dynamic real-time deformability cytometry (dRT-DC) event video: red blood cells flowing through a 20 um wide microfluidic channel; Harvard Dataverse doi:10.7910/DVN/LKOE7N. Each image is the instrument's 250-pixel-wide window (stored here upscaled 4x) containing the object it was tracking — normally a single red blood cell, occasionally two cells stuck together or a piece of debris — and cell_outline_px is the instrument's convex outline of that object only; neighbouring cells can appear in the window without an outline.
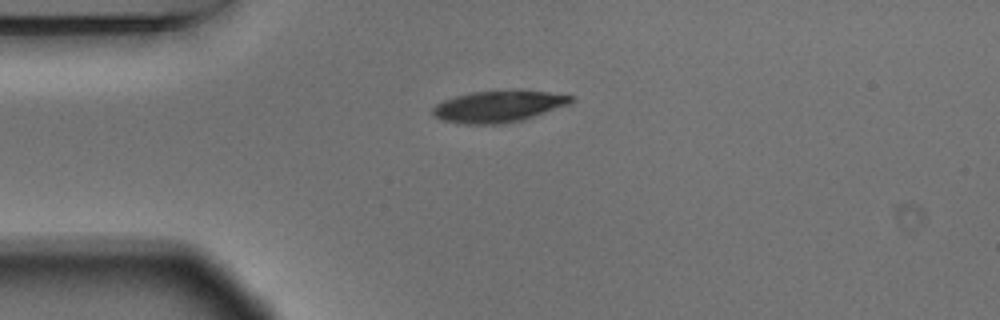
{"species": "Egyptian fruit bat (a non-hibernating species)", "species_latin": "Rousettus aegyptiacus", "temperature_condition": "warm", "stored_images_in_passage": 42, "camera_frame_rate_fps": 3000, "um_per_image_px": 0.085, "animal": {"sex": "male"}, "frame": {"image": 1, "passage_image": 1, "time_ms": 0.0, "image_size_px": [1000, 320], "cell_outline_px": [[572, 100], [568, 104], [524, 120], [500, 124], [464, 124], [444, 120], [436, 116], [432, 112], [432, 108], [436, 104], [444, 100], [456, 96], [472, 92], [516, 88], [520, 88], [548, 92], [572, 96]], "centroid_in_image_um": [42.38, 9.02], "position_along_channel_um": 42.6, "area_um2": 25.72}}
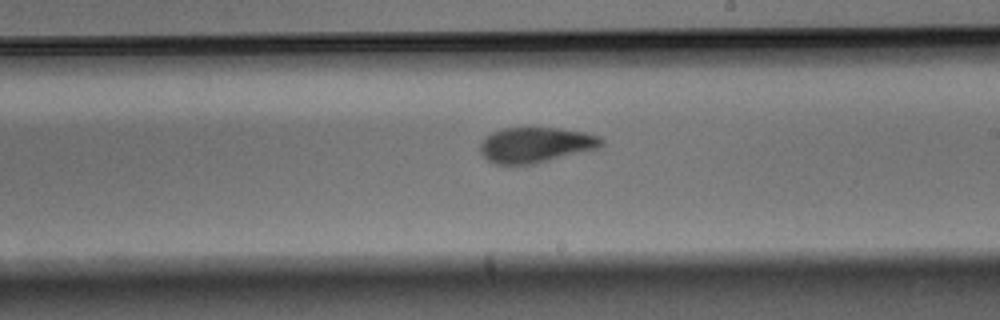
{"frame": {"image": 2, "passage_image": 19, "time_ms": 6.0, "image_size_px": [1000, 320], "cell_outline_px": [[604, 144], [600, 148], [536, 164], [508, 168], [496, 164], [488, 160], [480, 152], [480, 144], [492, 132], [504, 128], [560, 128], [584, 132], [600, 136], [604, 140]], "centroid_in_image_um": [45.55, 12.36], "position_along_channel_um": 243.5, "area_um2": 25.66}}
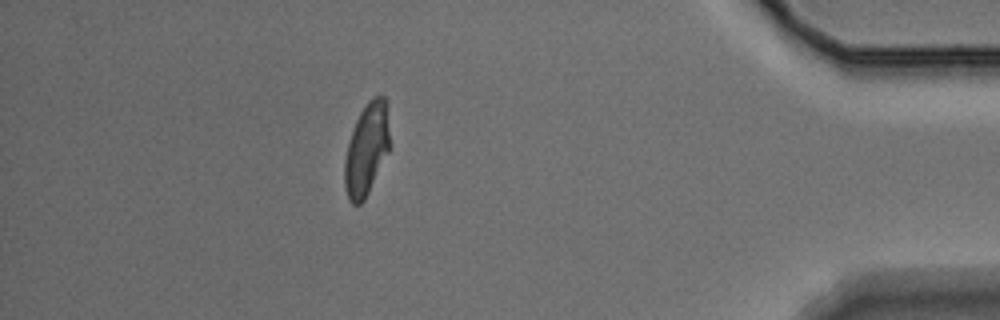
{"frame": {"image": 3, "passage_image": 36, "time_ms": 11.667, "image_size_px": [1000, 320], "cell_outline_px": [[388, 152], [364, 200], [360, 204], [352, 204], [348, 200], [344, 188], [344, 160], [348, 144], [356, 120], [360, 112], [368, 100], [372, 96], [384, 96], [388, 104]], "centroid_in_image_um": [31.14, 12.68], "position_along_channel_um": 404.1, "area_um2": 24.04}, "authors_computed_cell_mechanics": {"area_um2": 25.432, "velocity_mm_per_s": 3.6637, "shape_relaxation_time_tau1_ms": 3.1159, "shape_relaxation_time_tau2_ms": 1.4012, "deformation_change_tau1": 0.1655, "deformation_change_tau2": 0.076}}